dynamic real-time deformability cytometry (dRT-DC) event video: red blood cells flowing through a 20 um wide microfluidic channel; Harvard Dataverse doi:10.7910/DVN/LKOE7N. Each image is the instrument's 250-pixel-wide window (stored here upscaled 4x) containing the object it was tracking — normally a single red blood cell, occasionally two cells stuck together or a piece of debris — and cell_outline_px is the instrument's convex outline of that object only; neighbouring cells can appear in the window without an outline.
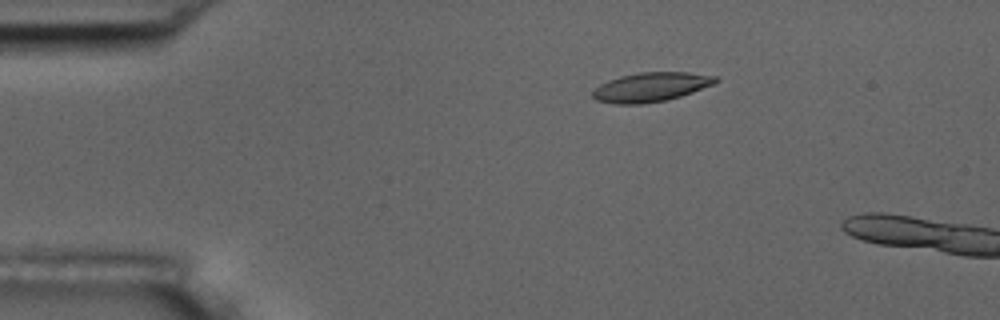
{"species": "common noctule bat (a hibernating species)", "species_latin": "Nyctalus noctula", "temperature_condition": "room temperature", "stored_images_in_passage": 13, "camera_frame_rate_fps": 3000, "um_per_image_px": 0.085, "animal": {"sex": "male", "body_mass_g": 17.5, "forearm_length_mm": 52.3}, "frame": {"image": 1, "passage_image": 10, "time_ms": 3.0, "image_size_px": [1000, 320], "cell_outline_px": [[720, 80], [712, 84], [692, 92], [680, 96], [664, 100], [640, 104], [616, 104], [596, 100], [592, 96], [592, 92], [600, 84], [608, 80], [620, 76], [640, 72], [688, 72], [716, 76]], "centroid_in_image_um": [55.3, 7.39], "position_along_channel_um": 29.7, "area_um2": 20.75}}